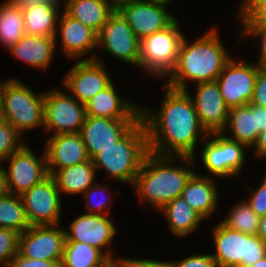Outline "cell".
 I'll list each match as a JSON object with an SVG mask.
<instances>
[{
  "mask_svg": "<svg viewBox=\"0 0 266 267\" xmlns=\"http://www.w3.org/2000/svg\"><path fill=\"white\" fill-rule=\"evenodd\" d=\"M161 109L141 108L148 139L149 152L161 156L195 158L198 141L208 133L200 125L188 88L177 90L166 85ZM151 112V113H150ZM201 136V138H199Z\"/></svg>",
  "mask_w": 266,
  "mask_h": 267,
  "instance_id": "1",
  "label": "cell"
},
{
  "mask_svg": "<svg viewBox=\"0 0 266 267\" xmlns=\"http://www.w3.org/2000/svg\"><path fill=\"white\" fill-rule=\"evenodd\" d=\"M179 159L183 161L184 166L180 163V167L176 166ZM194 161V157L161 156L149 152L132 185L143 201L141 203H149L148 206L160 210L181 196L187 181L195 173L191 170L194 168Z\"/></svg>",
  "mask_w": 266,
  "mask_h": 267,
  "instance_id": "2",
  "label": "cell"
},
{
  "mask_svg": "<svg viewBox=\"0 0 266 267\" xmlns=\"http://www.w3.org/2000/svg\"><path fill=\"white\" fill-rule=\"evenodd\" d=\"M217 29L215 27L210 29L191 44L185 36L183 37L176 66L164 85L177 90H186L187 80L199 83L217 79L231 58L221 42Z\"/></svg>",
  "mask_w": 266,
  "mask_h": 267,
  "instance_id": "3",
  "label": "cell"
},
{
  "mask_svg": "<svg viewBox=\"0 0 266 267\" xmlns=\"http://www.w3.org/2000/svg\"><path fill=\"white\" fill-rule=\"evenodd\" d=\"M149 153L147 131L140 119L120 140L103 149L93 159V165L103 168L111 180L133 185L144 158Z\"/></svg>",
  "mask_w": 266,
  "mask_h": 267,
  "instance_id": "4",
  "label": "cell"
},
{
  "mask_svg": "<svg viewBox=\"0 0 266 267\" xmlns=\"http://www.w3.org/2000/svg\"><path fill=\"white\" fill-rule=\"evenodd\" d=\"M34 93L19 79L6 80L0 104V117L21 135L29 129L44 127V92Z\"/></svg>",
  "mask_w": 266,
  "mask_h": 267,
  "instance_id": "5",
  "label": "cell"
},
{
  "mask_svg": "<svg viewBox=\"0 0 266 267\" xmlns=\"http://www.w3.org/2000/svg\"><path fill=\"white\" fill-rule=\"evenodd\" d=\"M217 267H251L266 256V242L218 223L211 230Z\"/></svg>",
  "mask_w": 266,
  "mask_h": 267,
  "instance_id": "6",
  "label": "cell"
},
{
  "mask_svg": "<svg viewBox=\"0 0 266 267\" xmlns=\"http://www.w3.org/2000/svg\"><path fill=\"white\" fill-rule=\"evenodd\" d=\"M176 18L168 27L140 41L138 66L154 77L169 76L176 66L184 35Z\"/></svg>",
  "mask_w": 266,
  "mask_h": 267,
  "instance_id": "7",
  "label": "cell"
},
{
  "mask_svg": "<svg viewBox=\"0 0 266 267\" xmlns=\"http://www.w3.org/2000/svg\"><path fill=\"white\" fill-rule=\"evenodd\" d=\"M86 118L85 104L58 88L44 91V129L53 135L80 133Z\"/></svg>",
  "mask_w": 266,
  "mask_h": 267,
  "instance_id": "8",
  "label": "cell"
},
{
  "mask_svg": "<svg viewBox=\"0 0 266 267\" xmlns=\"http://www.w3.org/2000/svg\"><path fill=\"white\" fill-rule=\"evenodd\" d=\"M205 141V142H204ZM202 149V163L208 173L221 177H232L241 173L245 165V144L233 141L222 133H209Z\"/></svg>",
  "mask_w": 266,
  "mask_h": 267,
  "instance_id": "9",
  "label": "cell"
},
{
  "mask_svg": "<svg viewBox=\"0 0 266 267\" xmlns=\"http://www.w3.org/2000/svg\"><path fill=\"white\" fill-rule=\"evenodd\" d=\"M231 58L216 81L228 108L248 105L253 97L255 80L260 66Z\"/></svg>",
  "mask_w": 266,
  "mask_h": 267,
  "instance_id": "10",
  "label": "cell"
},
{
  "mask_svg": "<svg viewBox=\"0 0 266 267\" xmlns=\"http://www.w3.org/2000/svg\"><path fill=\"white\" fill-rule=\"evenodd\" d=\"M97 35L98 47L101 45L107 54L129 65L138 66L140 40L118 10L109 16Z\"/></svg>",
  "mask_w": 266,
  "mask_h": 267,
  "instance_id": "11",
  "label": "cell"
},
{
  "mask_svg": "<svg viewBox=\"0 0 266 267\" xmlns=\"http://www.w3.org/2000/svg\"><path fill=\"white\" fill-rule=\"evenodd\" d=\"M30 226L58 225L62 198L54 178L49 175L20 195Z\"/></svg>",
  "mask_w": 266,
  "mask_h": 267,
  "instance_id": "12",
  "label": "cell"
},
{
  "mask_svg": "<svg viewBox=\"0 0 266 267\" xmlns=\"http://www.w3.org/2000/svg\"><path fill=\"white\" fill-rule=\"evenodd\" d=\"M63 80L64 89L70 90L68 94L83 104L112 83L103 61L96 55L77 61Z\"/></svg>",
  "mask_w": 266,
  "mask_h": 267,
  "instance_id": "13",
  "label": "cell"
},
{
  "mask_svg": "<svg viewBox=\"0 0 266 267\" xmlns=\"http://www.w3.org/2000/svg\"><path fill=\"white\" fill-rule=\"evenodd\" d=\"M37 157L38 155L24 144L3 161L9 163L8 169L4 168L9 193L20 196L49 176L45 153L40 158Z\"/></svg>",
  "mask_w": 266,
  "mask_h": 267,
  "instance_id": "14",
  "label": "cell"
},
{
  "mask_svg": "<svg viewBox=\"0 0 266 267\" xmlns=\"http://www.w3.org/2000/svg\"><path fill=\"white\" fill-rule=\"evenodd\" d=\"M60 227L30 226L19 235L18 254L28 259L62 261L66 232Z\"/></svg>",
  "mask_w": 266,
  "mask_h": 267,
  "instance_id": "15",
  "label": "cell"
},
{
  "mask_svg": "<svg viewBox=\"0 0 266 267\" xmlns=\"http://www.w3.org/2000/svg\"><path fill=\"white\" fill-rule=\"evenodd\" d=\"M69 229L65 231L66 241L86 243L100 250L108 259H123L115 258L111 247L105 249L110 246L109 244L112 243L111 241L118 231L108 216L84 213L74 219L69 225Z\"/></svg>",
  "mask_w": 266,
  "mask_h": 267,
  "instance_id": "16",
  "label": "cell"
},
{
  "mask_svg": "<svg viewBox=\"0 0 266 267\" xmlns=\"http://www.w3.org/2000/svg\"><path fill=\"white\" fill-rule=\"evenodd\" d=\"M139 120L86 116L80 134L89 158L120 140Z\"/></svg>",
  "mask_w": 266,
  "mask_h": 267,
  "instance_id": "17",
  "label": "cell"
},
{
  "mask_svg": "<svg viewBox=\"0 0 266 267\" xmlns=\"http://www.w3.org/2000/svg\"><path fill=\"white\" fill-rule=\"evenodd\" d=\"M194 104L200 125L209 133H221L228 120L229 108L221 95L217 81L196 84Z\"/></svg>",
  "mask_w": 266,
  "mask_h": 267,
  "instance_id": "18",
  "label": "cell"
},
{
  "mask_svg": "<svg viewBox=\"0 0 266 267\" xmlns=\"http://www.w3.org/2000/svg\"><path fill=\"white\" fill-rule=\"evenodd\" d=\"M167 4L141 0L123 5L118 11L141 41L168 27L176 17L165 9Z\"/></svg>",
  "mask_w": 266,
  "mask_h": 267,
  "instance_id": "19",
  "label": "cell"
},
{
  "mask_svg": "<svg viewBox=\"0 0 266 267\" xmlns=\"http://www.w3.org/2000/svg\"><path fill=\"white\" fill-rule=\"evenodd\" d=\"M43 152L49 175L58 169L90 160L80 133L52 135Z\"/></svg>",
  "mask_w": 266,
  "mask_h": 267,
  "instance_id": "20",
  "label": "cell"
},
{
  "mask_svg": "<svg viewBox=\"0 0 266 267\" xmlns=\"http://www.w3.org/2000/svg\"><path fill=\"white\" fill-rule=\"evenodd\" d=\"M57 27L60 29L62 52L70 59L78 60L98 47L97 32L72 18L64 10L59 15Z\"/></svg>",
  "mask_w": 266,
  "mask_h": 267,
  "instance_id": "21",
  "label": "cell"
},
{
  "mask_svg": "<svg viewBox=\"0 0 266 267\" xmlns=\"http://www.w3.org/2000/svg\"><path fill=\"white\" fill-rule=\"evenodd\" d=\"M113 82L85 103L86 116L109 119H141V107L127 102Z\"/></svg>",
  "mask_w": 266,
  "mask_h": 267,
  "instance_id": "22",
  "label": "cell"
},
{
  "mask_svg": "<svg viewBox=\"0 0 266 267\" xmlns=\"http://www.w3.org/2000/svg\"><path fill=\"white\" fill-rule=\"evenodd\" d=\"M210 176L198 175L196 172L187 181L181 196L204 219L212 216L218 208V188Z\"/></svg>",
  "mask_w": 266,
  "mask_h": 267,
  "instance_id": "23",
  "label": "cell"
},
{
  "mask_svg": "<svg viewBox=\"0 0 266 267\" xmlns=\"http://www.w3.org/2000/svg\"><path fill=\"white\" fill-rule=\"evenodd\" d=\"M56 47L54 38L25 34L9 51L25 64L46 70L53 62Z\"/></svg>",
  "mask_w": 266,
  "mask_h": 267,
  "instance_id": "24",
  "label": "cell"
},
{
  "mask_svg": "<svg viewBox=\"0 0 266 267\" xmlns=\"http://www.w3.org/2000/svg\"><path fill=\"white\" fill-rule=\"evenodd\" d=\"M227 130L232 131L230 136L226 135ZM221 133L230 140L245 144L248 148L253 147L259 135L255 121V104L230 108L227 124Z\"/></svg>",
  "mask_w": 266,
  "mask_h": 267,
  "instance_id": "25",
  "label": "cell"
},
{
  "mask_svg": "<svg viewBox=\"0 0 266 267\" xmlns=\"http://www.w3.org/2000/svg\"><path fill=\"white\" fill-rule=\"evenodd\" d=\"M61 195L83 194L96 181V168L90 159L87 162L56 170L51 175ZM64 193V194H63Z\"/></svg>",
  "mask_w": 266,
  "mask_h": 267,
  "instance_id": "26",
  "label": "cell"
},
{
  "mask_svg": "<svg viewBox=\"0 0 266 267\" xmlns=\"http://www.w3.org/2000/svg\"><path fill=\"white\" fill-rule=\"evenodd\" d=\"M64 11L72 18L99 32L115 11L109 0H64Z\"/></svg>",
  "mask_w": 266,
  "mask_h": 267,
  "instance_id": "27",
  "label": "cell"
},
{
  "mask_svg": "<svg viewBox=\"0 0 266 267\" xmlns=\"http://www.w3.org/2000/svg\"><path fill=\"white\" fill-rule=\"evenodd\" d=\"M159 211L165 215L173 235L182 238L197 230L201 221L205 220L182 196L173 199Z\"/></svg>",
  "mask_w": 266,
  "mask_h": 267,
  "instance_id": "28",
  "label": "cell"
},
{
  "mask_svg": "<svg viewBox=\"0 0 266 267\" xmlns=\"http://www.w3.org/2000/svg\"><path fill=\"white\" fill-rule=\"evenodd\" d=\"M60 8L61 5H37L22 10L25 34L54 38L57 45Z\"/></svg>",
  "mask_w": 266,
  "mask_h": 267,
  "instance_id": "29",
  "label": "cell"
},
{
  "mask_svg": "<svg viewBox=\"0 0 266 267\" xmlns=\"http://www.w3.org/2000/svg\"><path fill=\"white\" fill-rule=\"evenodd\" d=\"M25 35L23 12L10 0L0 5V43L9 49Z\"/></svg>",
  "mask_w": 266,
  "mask_h": 267,
  "instance_id": "30",
  "label": "cell"
},
{
  "mask_svg": "<svg viewBox=\"0 0 266 267\" xmlns=\"http://www.w3.org/2000/svg\"><path fill=\"white\" fill-rule=\"evenodd\" d=\"M108 258L97 248L78 241H65L60 267H95Z\"/></svg>",
  "mask_w": 266,
  "mask_h": 267,
  "instance_id": "31",
  "label": "cell"
},
{
  "mask_svg": "<svg viewBox=\"0 0 266 267\" xmlns=\"http://www.w3.org/2000/svg\"><path fill=\"white\" fill-rule=\"evenodd\" d=\"M30 227L21 196L7 194L0 198V228L22 233Z\"/></svg>",
  "mask_w": 266,
  "mask_h": 267,
  "instance_id": "32",
  "label": "cell"
},
{
  "mask_svg": "<svg viewBox=\"0 0 266 267\" xmlns=\"http://www.w3.org/2000/svg\"><path fill=\"white\" fill-rule=\"evenodd\" d=\"M221 222L234 230L248 235H257L260 217L251 209L246 201L239 202Z\"/></svg>",
  "mask_w": 266,
  "mask_h": 267,
  "instance_id": "33",
  "label": "cell"
},
{
  "mask_svg": "<svg viewBox=\"0 0 266 267\" xmlns=\"http://www.w3.org/2000/svg\"><path fill=\"white\" fill-rule=\"evenodd\" d=\"M22 136L24 135L0 117V163L24 145Z\"/></svg>",
  "mask_w": 266,
  "mask_h": 267,
  "instance_id": "34",
  "label": "cell"
},
{
  "mask_svg": "<svg viewBox=\"0 0 266 267\" xmlns=\"http://www.w3.org/2000/svg\"><path fill=\"white\" fill-rule=\"evenodd\" d=\"M108 184L105 185H97V183L95 182L91 187H89L83 194H84V198H86L85 200L87 201V206L85 207V209L88 210L87 213L89 214H102L105 216H108V214L110 213L107 208H110L109 206V201H111L112 198L105 196L107 195V190H108ZM106 191V192H105ZM101 193L104 194L105 198L103 199H96L94 197V194ZM101 197H103L102 195H100ZM100 198V197H99ZM110 198V199H109ZM95 199V201H94ZM107 210V211H106Z\"/></svg>",
  "mask_w": 266,
  "mask_h": 267,
  "instance_id": "35",
  "label": "cell"
},
{
  "mask_svg": "<svg viewBox=\"0 0 266 267\" xmlns=\"http://www.w3.org/2000/svg\"><path fill=\"white\" fill-rule=\"evenodd\" d=\"M19 235L13 229L0 228V265L8 267L18 253Z\"/></svg>",
  "mask_w": 266,
  "mask_h": 267,
  "instance_id": "36",
  "label": "cell"
},
{
  "mask_svg": "<svg viewBox=\"0 0 266 267\" xmlns=\"http://www.w3.org/2000/svg\"><path fill=\"white\" fill-rule=\"evenodd\" d=\"M240 25H242L243 30L241 38L250 35L254 38L256 37V39L259 38L258 41L261 48L257 64L262 68H266V22H241Z\"/></svg>",
  "mask_w": 266,
  "mask_h": 267,
  "instance_id": "37",
  "label": "cell"
},
{
  "mask_svg": "<svg viewBox=\"0 0 266 267\" xmlns=\"http://www.w3.org/2000/svg\"><path fill=\"white\" fill-rule=\"evenodd\" d=\"M238 10L241 22H266V0H242Z\"/></svg>",
  "mask_w": 266,
  "mask_h": 267,
  "instance_id": "38",
  "label": "cell"
},
{
  "mask_svg": "<svg viewBox=\"0 0 266 267\" xmlns=\"http://www.w3.org/2000/svg\"><path fill=\"white\" fill-rule=\"evenodd\" d=\"M173 267H217L212 254H196L179 261H171Z\"/></svg>",
  "mask_w": 266,
  "mask_h": 267,
  "instance_id": "39",
  "label": "cell"
},
{
  "mask_svg": "<svg viewBox=\"0 0 266 267\" xmlns=\"http://www.w3.org/2000/svg\"><path fill=\"white\" fill-rule=\"evenodd\" d=\"M251 196L246 200L258 217L266 215V186L262 183L258 189L251 191Z\"/></svg>",
  "mask_w": 266,
  "mask_h": 267,
  "instance_id": "40",
  "label": "cell"
},
{
  "mask_svg": "<svg viewBox=\"0 0 266 267\" xmlns=\"http://www.w3.org/2000/svg\"><path fill=\"white\" fill-rule=\"evenodd\" d=\"M252 104L266 107V68L260 67L255 80Z\"/></svg>",
  "mask_w": 266,
  "mask_h": 267,
  "instance_id": "41",
  "label": "cell"
},
{
  "mask_svg": "<svg viewBox=\"0 0 266 267\" xmlns=\"http://www.w3.org/2000/svg\"><path fill=\"white\" fill-rule=\"evenodd\" d=\"M60 264L61 261L28 259L17 253L8 267H60Z\"/></svg>",
  "mask_w": 266,
  "mask_h": 267,
  "instance_id": "42",
  "label": "cell"
},
{
  "mask_svg": "<svg viewBox=\"0 0 266 267\" xmlns=\"http://www.w3.org/2000/svg\"><path fill=\"white\" fill-rule=\"evenodd\" d=\"M121 265L123 267H173L171 261H157L151 259H141V258H123L121 260Z\"/></svg>",
  "mask_w": 266,
  "mask_h": 267,
  "instance_id": "43",
  "label": "cell"
},
{
  "mask_svg": "<svg viewBox=\"0 0 266 267\" xmlns=\"http://www.w3.org/2000/svg\"><path fill=\"white\" fill-rule=\"evenodd\" d=\"M19 9H32L37 5H60L62 0H10Z\"/></svg>",
  "mask_w": 266,
  "mask_h": 267,
  "instance_id": "44",
  "label": "cell"
},
{
  "mask_svg": "<svg viewBox=\"0 0 266 267\" xmlns=\"http://www.w3.org/2000/svg\"><path fill=\"white\" fill-rule=\"evenodd\" d=\"M255 121L258 133L266 130V107L255 105Z\"/></svg>",
  "mask_w": 266,
  "mask_h": 267,
  "instance_id": "45",
  "label": "cell"
},
{
  "mask_svg": "<svg viewBox=\"0 0 266 267\" xmlns=\"http://www.w3.org/2000/svg\"><path fill=\"white\" fill-rule=\"evenodd\" d=\"M256 158L266 157V130L259 133L256 143L253 145Z\"/></svg>",
  "mask_w": 266,
  "mask_h": 267,
  "instance_id": "46",
  "label": "cell"
},
{
  "mask_svg": "<svg viewBox=\"0 0 266 267\" xmlns=\"http://www.w3.org/2000/svg\"><path fill=\"white\" fill-rule=\"evenodd\" d=\"M3 165V163H0V198L9 194L7 176Z\"/></svg>",
  "mask_w": 266,
  "mask_h": 267,
  "instance_id": "47",
  "label": "cell"
},
{
  "mask_svg": "<svg viewBox=\"0 0 266 267\" xmlns=\"http://www.w3.org/2000/svg\"><path fill=\"white\" fill-rule=\"evenodd\" d=\"M257 236L266 242V215L260 217L259 228L257 231Z\"/></svg>",
  "mask_w": 266,
  "mask_h": 267,
  "instance_id": "48",
  "label": "cell"
},
{
  "mask_svg": "<svg viewBox=\"0 0 266 267\" xmlns=\"http://www.w3.org/2000/svg\"><path fill=\"white\" fill-rule=\"evenodd\" d=\"M111 6L113 7L114 10L120 9L123 5L133 3V2H138L141 0H109Z\"/></svg>",
  "mask_w": 266,
  "mask_h": 267,
  "instance_id": "49",
  "label": "cell"
},
{
  "mask_svg": "<svg viewBox=\"0 0 266 267\" xmlns=\"http://www.w3.org/2000/svg\"><path fill=\"white\" fill-rule=\"evenodd\" d=\"M122 259H107L102 265L95 267H118Z\"/></svg>",
  "mask_w": 266,
  "mask_h": 267,
  "instance_id": "50",
  "label": "cell"
},
{
  "mask_svg": "<svg viewBox=\"0 0 266 267\" xmlns=\"http://www.w3.org/2000/svg\"><path fill=\"white\" fill-rule=\"evenodd\" d=\"M251 267H266V256L262 259L258 260L255 264H253Z\"/></svg>",
  "mask_w": 266,
  "mask_h": 267,
  "instance_id": "51",
  "label": "cell"
},
{
  "mask_svg": "<svg viewBox=\"0 0 266 267\" xmlns=\"http://www.w3.org/2000/svg\"><path fill=\"white\" fill-rule=\"evenodd\" d=\"M145 1H152V2H159L164 4H169L172 0H145Z\"/></svg>",
  "mask_w": 266,
  "mask_h": 267,
  "instance_id": "52",
  "label": "cell"
},
{
  "mask_svg": "<svg viewBox=\"0 0 266 267\" xmlns=\"http://www.w3.org/2000/svg\"><path fill=\"white\" fill-rule=\"evenodd\" d=\"M5 82L6 81H3L2 83L0 82V104H1V93H2V89H3Z\"/></svg>",
  "mask_w": 266,
  "mask_h": 267,
  "instance_id": "53",
  "label": "cell"
},
{
  "mask_svg": "<svg viewBox=\"0 0 266 267\" xmlns=\"http://www.w3.org/2000/svg\"><path fill=\"white\" fill-rule=\"evenodd\" d=\"M262 183L266 186V175H265L264 180H263Z\"/></svg>",
  "mask_w": 266,
  "mask_h": 267,
  "instance_id": "54",
  "label": "cell"
}]
</instances>
